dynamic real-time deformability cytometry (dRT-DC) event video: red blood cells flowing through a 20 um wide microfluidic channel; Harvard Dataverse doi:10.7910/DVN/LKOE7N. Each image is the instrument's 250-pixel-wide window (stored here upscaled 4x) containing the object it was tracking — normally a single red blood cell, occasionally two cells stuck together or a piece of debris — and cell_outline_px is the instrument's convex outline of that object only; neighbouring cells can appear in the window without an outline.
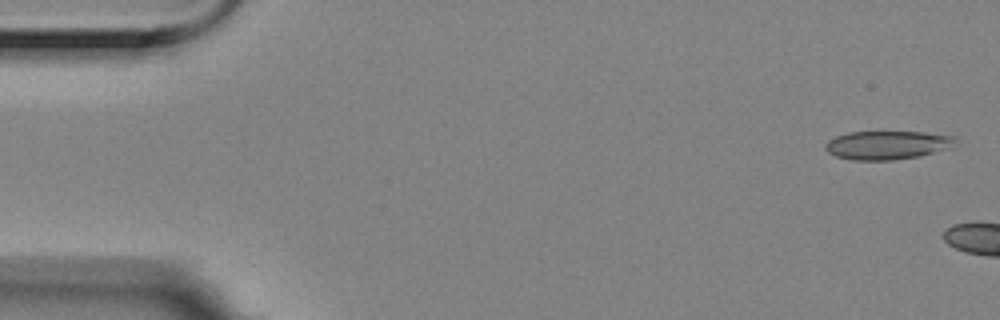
{"species": "Egyptian fruit bat (a non-hibernating species)", "species_latin": "Rousettus aegyptiacus", "temperature_condition": "room temperature", "stored_images_in_passage": 2, "camera_frame_rate_fps": 3000, "um_per_image_px": 0.085, "animal": {"sex": "female"}, "frame": {"image": 1, "passage_image": 1, "time_ms": 0.0, "image_size_px": [1000, 320], "cell_outline_px": [[956, 136], [948, 148], [920, 156], [892, 160], [852, 160], [836, 156], [828, 152], [824, 148], [824, 144], [828, 140], [836, 136], [848, 132], [924, 132]], "centroid_in_image_um": [75.35, 12.33], "position_along_channel_um": 9.7, "area_um2": 21.5}}